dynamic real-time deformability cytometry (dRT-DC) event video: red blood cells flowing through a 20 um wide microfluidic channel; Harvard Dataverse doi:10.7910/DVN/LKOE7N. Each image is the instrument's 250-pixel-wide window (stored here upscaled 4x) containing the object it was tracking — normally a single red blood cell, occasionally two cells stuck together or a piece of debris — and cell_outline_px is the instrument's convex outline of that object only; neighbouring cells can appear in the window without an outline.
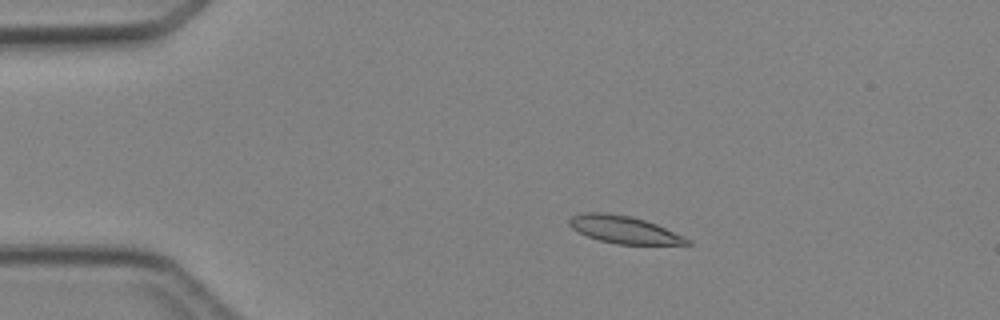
{"species": "Egyptian fruit bat (a non-hibernating species)", "species_latin": "Rousettus aegyptiacus", "temperature_condition": "cold", "stored_images_in_passage": 4, "camera_frame_rate_fps": 3000, "um_per_image_px": 0.085, "animal": {"sex": "female"}, "frame": {"image": 1, "passage_image": 2, "time_ms": 2.333, "image_size_px": [1000, 320], "cell_outline_px": [[692, 244], [616, 244], [600, 240], [588, 236], [572, 228], [568, 224], [568, 220], [572, 216], [584, 212], [604, 212], [628, 216], [644, 220], [656, 224], [684, 236], [692, 240]], "centroid_in_image_um": [53.04, 19.52], "position_along_channel_um": 32.0, "area_um2": 18.61}}
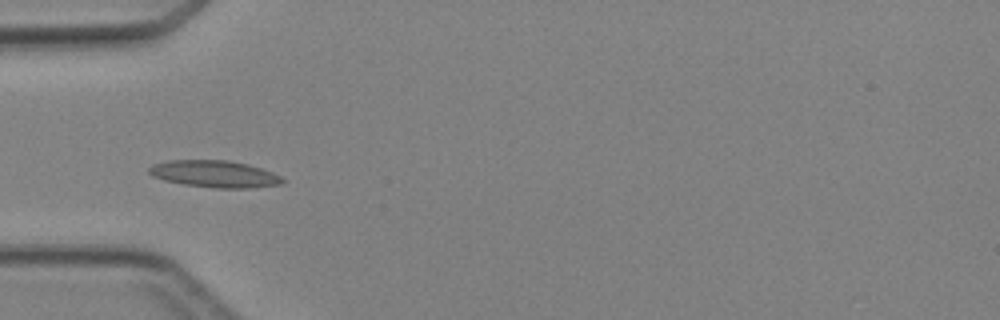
{"frame": {"image": 2, "passage_image": 4, "time_ms": 4.333, "image_size_px": [1000, 320], "cell_outline_px": [[284, 180], [280, 184], [248, 188], [216, 188], [184, 184], [164, 180], [152, 176], [148, 172], [148, 168], [152, 164], [168, 160], [228, 160], [248, 164], [272, 172], [280, 176]], "centroid_in_image_um": [18.19, 14.78], "position_along_channel_um": 66.8, "area_um2": 20.87}}